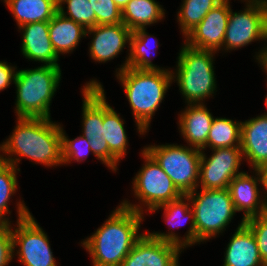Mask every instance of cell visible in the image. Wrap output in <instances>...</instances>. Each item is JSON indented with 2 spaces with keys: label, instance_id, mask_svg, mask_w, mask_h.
<instances>
[{
  "label": "cell",
  "instance_id": "obj_25",
  "mask_svg": "<svg viewBox=\"0 0 267 266\" xmlns=\"http://www.w3.org/2000/svg\"><path fill=\"white\" fill-rule=\"evenodd\" d=\"M151 37L154 38V36H151L146 32V28H139L135 31H132L131 37H130V44L128 46L129 53L128 57L126 58L125 63L121 65L118 70H116V74L121 72L126 67L135 68V69H146V70H161L165 68L157 67V65H154L149 59L148 55L150 56V50L151 48L149 45L152 43ZM151 38V39H150ZM154 46L159 47L158 41L154 40L153 44ZM152 51V50H151Z\"/></svg>",
  "mask_w": 267,
  "mask_h": 266
},
{
  "label": "cell",
  "instance_id": "obj_9",
  "mask_svg": "<svg viewBox=\"0 0 267 266\" xmlns=\"http://www.w3.org/2000/svg\"><path fill=\"white\" fill-rule=\"evenodd\" d=\"M23 202H17V227H11L13 257L17 254L24 266H57L48 236Z\"/></svg>",
  "mask_w": 267,
  "mask_h": 266
},
{
  "label": "cell",
  "instance_id": "obj_38",
  "mask_svg": "<svg viewBox=\"0 0 267 266\" xmlns=\"http://www.w3.org/2000/svg\"><path fill=\"white\" fill-rule=\"evenodd\" d=\"M130 0H114L118 8L122 11Z\"/></svg>",
  "mask_w": 267,
  "mask_h": 266
},
{
  "label": "cell",
  "instance_id": "obj_34",
  "mask_svg": "<svg viewBox=\"0 0 267 266\" xmlns=\"http://www.w3.org/2000/svg\"><path fill=\"white\" fill-rule=\"evenodd\" d=\"M11 224H0V266H7L13 259Z\"/></svg>",
  "mask_w": 267,
  "mask_h": 266
},
{
  "label": "cell",
  "instance_id": "obj_33",
  "mask_svg": "<svg viewBox=\"0 0 267 266\" xmlns=\"http://www.w3.org/2000/svg\"><path fill=\"white\" fill-rule=\"evenodd\" d=\"M244 223L253 232L261 260L267 266V213L251 217L245 220Z\"/></svg>",
  "mask_w": 267,
  "mask_h": 266
},
{
  "label": "cell",
  "instance_id": "obj_37",
  "mask_svg": "<svg viewBox=\"0 0 267 266\" xmlns=\"http://www.w3.org/2000/svg\"><path fill=\"white\" fill-rule=\"evenodd\" d=\"M256 60H258V63L263 66L262 68L265 70V73H267V46H264L263 49L261 48L256 55Z\"/></svg>",
  "mask_w": 267,
  "mask_h": 266
},
{
  "label": "cell",
  "instance_id": "obj_5",
  "mask_svg": "<svg viewBox=\"0 0 267 266\" xmlns=\"http://www.w3.org/2000/svg\"><path fill=\"white\" fill-rule=\"evenodd\" d=\"M180 50L177 68L175 72L171 70L172 81H177L180 93L187 104L204 103L203 101L211 97L217 88L213 68L216 52L196 49L186 43Z\"/></svg>",
  "mask_w": 267,
  "mask_h": 266
},
{
  "label": "cell",
  "instance_id": "obj_6",
  "mask_svg": "<svg viewBox=\"0 0 267 266\" xmlns=\"http://www.w3.org/2000/svg\"><path fill=\"white\" fill-rule=\"evenodd\" d=\"M197 189L187 196L194 212L196 243L219 235L229 225L235 210L230 192L226 189ZM199 192V193H197Z\"/></svg>",
  "mask_w": 267,
  "mask_h": 266
},
{
  "label": "cell",
  "instance_id": "obj_11",
  "mask_svg": "<svg viewBox=\"0 0 267 266\" xmlns=\"http://www.w3.org/2000/svg\"><path fill=\"white\" fill-rule=\"evenodd\" d=\"M246 7L229 13L223 49L235 50L255 41L267 42V0H244Z\"/></svg>",
  "mask_w": 267,
  "mask_h": 266
},
{
  "label": "cell",
  "instance_id": "obj_14",
  "mask_svg": "<svg viewBox=\"0 0 267 266\" xmlns=\"http://www.w3.org/2000/svg\"><path fill=\"white\" fill-rule=\"evenodd\" d=\"M182 250L174 243L154 239L144 232L121 266H179L178 260Z\"/></svg>",
  "mask_w": 267,
  "mask_h": 266
},
{
  "label": "cell",
  "instance_id": "obj_1",
  "mask_svg": "<svg viewBox=\"0 0 267 266\" xmlns=\"http://www.w3.org/2000/svg\"><path fill=\"white\" fill-rule=\"evenodd\" d=\"M16 122L12 135L0 144V152L5 154H0L1 161L19 170L21 157L47 167L63 165L60 124L51 118H17Z\"/></svg>",
  "mask_w": 267,
  "mask_h": 266
},
{
  "label": "cell",
  "instance_id": "obj_16",
  "mask_svg": "<svg viewBox=\"0 0 267 266\" xmlns=\"http://www.w3.org/2000/svg\"><path fill=\"white\" fill-rule=\"evenodd\" d=\"M255 175L250 176L247 172H242L235 176L228 186L235 210L243 211L242 220L267 213V207L262 199L258 188L261 177L258 169H254ZM261 195V197H260Z\"/></svg>",
  "mask_w": 267,
  "mask_h": 266
},
{
  "label": "cell",
  "instance_id": "obj_27",
  "mask_svg": "<svg viewBox=\"0 0 267 266\" xmlns=\"http://www.w3.org/2000/svg\"><path fill=\"white\" fill-rule=\"evenodd\" d=\"M242 122L218 117L210 127L206 147L210 149L240 147Z\"/></svg>",
  "mask_w": 267,
  "mask_h": 266
},
{
  "label": "cell",
  "instance_id": "obj_30",
  "mask_svg": "<svg viewBox=\"0 0 267 266\" xmlns=\"http://www.w3.org/2000/svg\"><path fill=\"white\" fill-rule=\"evenodd\" d=\"M65 3L67 13L65 7L62 6ZM58 12L75 23L81 24L85 29L96 26V15L89 0H58Z\"/></svg>",
  "mask_w": 267,
  "mask_h": 266
},
{
  "label": "cell",
  "instance_id": "obj_21",
  "mask_svg": "<svg viewBox=\"0 0 267 266\" xmlns=\"http://www.w3.org/2000/svg\"><path fill=\"white\" fill-rule=\"evenodd\" d=\"M224 257L223 266H265L259 254L256 238L244 220L232 235Z\"/></svg>",
  "mask_w": 267,
  "mask_h": 266
},
{
  "label": "cell",
  "instance_id": "obj_17",
  "mask_svg": "<svg viewBox=\"0 0 267 266\" xmlns=\"http://www.w3.org/2000/svg\"><path fill=\"white\" fill-rule=\"evenodd\" d=\"M187 201V203H185ZM189 202V203H188ZM190 199L187 195H182L179 199L171 201L169 203L158 206L150 211L153 213L159 209H164V215L166 223L172 228H178L183 225V221L191 220L187 234L183 237H179L178 234L172 230L168 233L160 232H147L152 238L167 241L180 246L183 250L186 247L196 244V229L194 223V212L190 206ZM190 206V207H189Z\"/></svg>",
  "mask_w": 267,
  "mask_h": 266
},
{
  "label": "cell",
  "instance_id": "obj_18",
  "mask_svg": "<svg viewBox=\"0 0 267 266\" xmlns=\"http://www.w3.org/2000/svg\"><path fill=\"white\" fill-rule=\"evenodd\" d=\"M23 32L21 52L26 59L44 63V65L60 66L49 37V22L29 23L19 27Z\"/></svg>",
  "mask_w": 267,
  "mask_h": 266
},
{
  "label": "cell",
  "instance_id": "obj_20",
  "mask_svg": "<svg viewBox=\"0 0 267 266\" xmlns=\"http://www.w3.org/2000/svg\"><path fill=\"white\" fill-rule=\"evenodd\" d=\"M179 129L189 147L206 149L210 127L214 117L204 103L187 104L186 109L179 114Z\"/></svg>",
  "mask_w": 267,
  "mask_h": 266
},
{
  "label": "cell",
  "instance_id": "obj_7",
  "mask_svg": "<svg viewBox=\"0 0 267 266\" xmlns=\"http://www.w3.org/2000/svg\"><path fill=\"white\" fill-rule=\"evenodd\" d=\"M144 158L143 167L133 179L134 196L140 204H132L124 200L121 204L131 210L144 214L143 206L147 211L179 199L182 194L173 184L171 178L163 171L155 159L145 150H141ZM143 205V206H142Z\"/></svg>",
  "mask_w": 267,
  "mask_h": 266
},
{
  "label": "cell",
  "instance_id": "obj_12",
  "mask_svg": "<svg viewBox=\"0 0 267 266\" xmlns=\"http://www.w3.org/2000/svg\"><path fill=\"white\" fill-rule=\"evenodd\" d=\"M212 155L207 158L202 151L198 187L200 189H226L238 174L242 162L241 147H224L211 149Z\"/></svg>",
  "mask_w": 267,
  "mask_h": 266
},
{
  "label": "cell",
  "instance_id": "obj_31",
  "mask_svg": "<svg viewBox=\"0 0 267 266\" xmlns=\"http://www.w3.org/2000/svg\"><path fill=\"white\" fill-rule=\"evenodd\" d=\"M61 146H62V164L71 163V161L81 162L91 151L89 139L80 135L75 139H69L61 126ZM84 158V159H83Z\"/></svg>",
  "mask_w": 267,
  "mask_h": 266
},
{
  "label": "cell",
  "instance_id": "obj_2",
  "mask_svg": "<svg viewBox=\"0 0 267 266\" xmlns=\"http://www.w3.org/2000/svg\"><path fill=\"white\" fill-rule=\"evenodd\" d=\"M143 214L120 204L82 246L89 252L93 266H121L135 242L144 234L139 233Z\"/></svg>",
  "mask_w": 267,
  "mask_h": 266
},
{
  "label": "cell",
  "instance_id": "obj_8",
  "mask_svg": "<svg viewBox=\"0 0 267 266\" xmlns=\"http://www.w3.org/2000/svg\"><path fill=\"white\" fill-rule=\"evenodd\" d=\"M143 149L155 159L182 195L198 189L202 150L177 144L149 145Z\"/></svg>",
  "mask_w": 267,
  "mask_h": 266
},
{
  "label": "cell",
  "instance_id": "obj_19",
  "mask_svg": "<svg viewBox=\"0 0 267 266\" xmlns=\"http://www.w3.org/2000/svg\"><path fill=\"white\" fill-rule=\"evenodd\" d=\"M240 147L251 169L267 165V114L242 122Z\"/></svg>",
  "mask_w": 267,
  "mask_h": 266
},
{
  "label": "cell",
  "instance_id": "obj_36",
  "mask_svg": "<svg viewBox=\"0 0 267 266\" xmlns=\"http://www.w3.org/2000/svg\"><path fill=\"white\" fill-rule=\"evenodd\" d=\"M260 177H261V183L264 192L263 200L267 207V165H264L258 169ZM265 188V189H264ZM265 197V198H264Z\"/></svg>",
  "mask_w": 267,
  "mask_h": 266
},
{
  "label": "cell",
  "instance_id": "obj_23",
  "mask_svg": "<svg viewBox=\"0 0 267 266\" xmlns=\"http://www.w3.org/2000/svg\"><path fill=\"white\" fill-rule=\"evenodd\" d=\"M18 27L36 22H49L58 12V0H3Z\"/></svg>",
  "mask_w": 267,
  "mask_h": 266
},
{
  "label": "cell",
  "instance_id": "obj_15",
  "mask_svg": "<svg viewBox=\"0 0 267 266\" xmlns=\"http://www.w3.org/2000/svg\"><path fill=\"white\" fill-rule=\"evenodd\" d=\"M92 34L89 52L95 62H107L119 55L125 45L130 44L132 31L123 23L96 25L86 29V36Z\"/></svg>",
  "mask_w": 267,
  "mask_h": 266
},
{
  "label": "cell",
  "instance_id": "obj_26",
  "mask_svg": "<svg viewBox=\"0 0 267 266\" xmlns=\"http://www.w3.org/2000/svg\"><path fill=\"white\" fill-rule=\"evenodd\" d=\"M103 132L110 152L120 161L126 155L128 137L124 128V120L107 104L105 93Z\"/></svg>",
  "mask_w": 267,
  "mask_h": 266
},
{
  "label": "cell",
  "instance_id": "obj_29",
  "mask_svg": "<svg viewBox=\"0 0 267 266\" xmlns=\"http://www.w3.org/2000/svg\"><path fill=\"white\" fill-rule=\"evenodd\" d=\"M14 165L0 160V224H11L6 215L9 211L11 196L17 191V172Z\"/></svg>",
  "mask_w": 267,
  "mask_h": 266
},
{
  "label": "cell",
  "instance_id": "obj_13",
  "mask_svg": "<svg viewBox=\"0 0 267 266\" xmlns=\"http://www.w3.org/2000/svg\"><path fill=\"white\" fill-rule=\"evenodd\" d=\"M230 10V1L222 0L185 36L184 43L200 50L223 51Z\"/></svg>",
  "mask_w": 267,
  "mask_h": 266
},
{
  "label": "cell",
  "instance_id": "obj_35",
  "mask_svg": "<svg viewBox=\"0 0 267 266\" xmlns=\"http://www.w3.org/2000/svg\"><path fill=\"white\" fill-rule=\"evenodd\" d=\"M16 69V66H10L7 62L0 61V91L5 90L12 82L14 83Z\"/></svg>",
  "mask_w": 267,
  "mask_h": 266
},
{
  "label": "cell",
  "instance_id": "obj_28",
  "mask_svg": "<svg viewBox=\"0 0 267 266\" xmlns=\"http://www.w3.org/2000/svg\"><path fill=\"white\" fill-rule=\"evenodd\" d=\"M222 0H183L177 19L184 37Z\"/></svg>",
  "mask_w": 267,
  "mask_h": 266
},
{
  "label": "cell",
  "instance_id": "obj_22",
  "mask_svg": "<svg viewBox=\"0 0 267 266\" xmlns=\"http://www.w3.org/2000/svg\"><path fill=\"white\" fill-rule=\"evenodd\" d=\"M49 37L56 54L73 52L82 37H86V29L73 20L57 12L49 21Z\"/></svg>",
  "mask_w": 267,
  "mask_h": 266
},
{
  "label": "cell",
  "instance_id": "obj_32",
  "mask_svg": "<svg viewBox=\"0 0 267 266\" xmlns=\"http://www.w3.org/2000/svg\"><path fill=\"white\" fill-rule=\"evenodd\" d=\"M96 15V25L118 24L122 22V11L114 0H89Z\"/></svg>",
  "mask_w": 267,
  "mask_h": 266
},
{
  "label": "cell",
  "instance_id": "obj_4",
  "mask_svg": "<svg viewBox=\"0 0 267 266\" xmlns=\"http://www.w3.org/2000/svg\"><path fill=\"white\" fill-rule=\"evenodd\" d=\"M60 66L41 65L16 72L17 118H50V103L61 81Z\"/></svg>",
  "mask_w": 267,
  "mask_h": 266
},
{
  "label": "cell",
  "instance_id": "obj_24",
  "mask_svg": "<svg viewBox=\"0 0 267 266\" xmlns=\"http://www.w3.org/2000/svg\"><path fill=\"white\" fill-rule=\"evenodd\" d=\"M164 11L155 0H130L122 10V22L131 31L147 28L164 19Z\"/></svg>",
  "mask_w": 267,
  "mask_h": 266
},
{
  "label": "cell",
  "instance_id": "obj_39",
  "mask_svg": "<svg viewBox=\"0 0 267 266\" xmlns=\"http://www.w3.org/2000/svg\"><path fill=\"white\" fill-rule=\"evenodd\" d=\"M265 104H266V108H267V95L265 97ZM265 114H267V113H265Z\"/></svg>",
  "mask_w": 267,
  "mask_h": 266
},
{
  "label": "cell",
  "instance_id": "obj_10",
  "mask_svg": "<svg viewBox=\"0 0 267 266\" xmlns=\"http://www.w3.org/2000/svg\"><path fill=\"white\" fill-rule=\"evenodd\" d=\"M104 91L96 79L83 86L82 134L89 139L91 151L97 159L116 172L119 160L110 152L103 132Z\"/></svg>",
  "mask_w": 267,
  "mask_h": 266
},
{
  "label": "cell",
  "instance_id": "obj_3",
  "mask_svg": "<svg viewBox=\"0 0 267 266\" xmlns=\"http://www.w3.org/2000/svg\"><path fill=\"white\" fill-rule=\"evenodd\" d=\"M116 76L124 87L137 131L144 135L149 130L152 116L173 82L172 73L169 69L146 70L126 67Z\"/></svg>",
  "mask_w": 267,
  "mask_h": 266
}]
</instances>
